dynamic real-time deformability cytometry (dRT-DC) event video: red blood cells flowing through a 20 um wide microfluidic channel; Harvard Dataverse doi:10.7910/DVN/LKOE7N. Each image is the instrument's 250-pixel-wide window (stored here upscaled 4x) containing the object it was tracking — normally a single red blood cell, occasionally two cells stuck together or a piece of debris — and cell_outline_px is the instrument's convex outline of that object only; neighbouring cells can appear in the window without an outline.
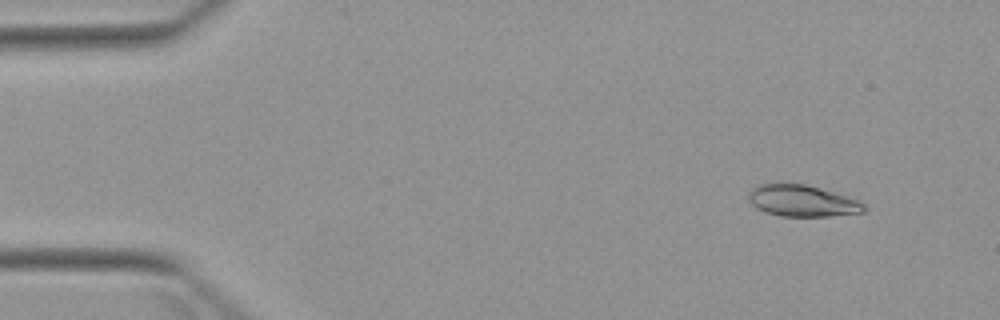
{"species": "Egyptian fruit bat (a non-hibernating species)", "species_latin": "Rousettus aegyptiacus", "temperature_condition": "warm", "stored_images_in_passage": 3, "camera_frame_rate_fps": 3000, "um_per_image_px": 0.085, "animal": {"sex": "female"}, "frame": {"image": 1, "passage_image": 1, "time_ms": 0.0, "image_size_px": [1000, 320], "cell_outline_px": [[864, 212], [828, 216], [780, 216], [764, 212], [756, 208], [748, 200], [748, 192], [752, 188], [760, 184], [804, 184], [860, 200], [864, 204]], "centroid_in_image_um": [68.15, 17.08], "position_along_channel_um": 16.9, "area_um2": 20.98}}
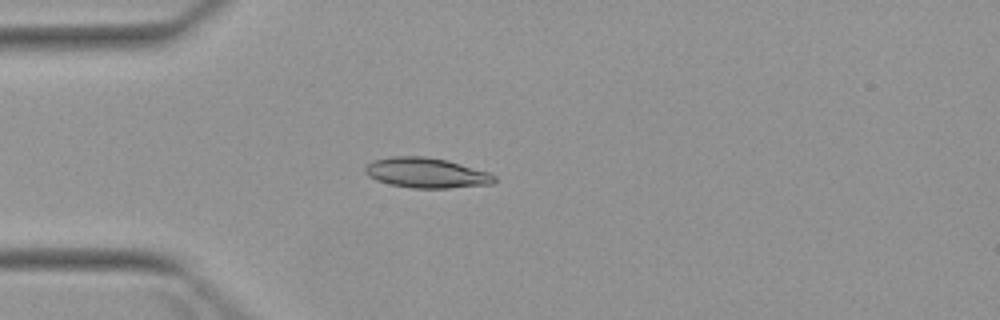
{"frame": {"image": 2, "passage_image": 3, "time_ms": 3.0, "image_size_px": [1000, 320], "cell_outline_px": [[496, 180], [492, 184], [448, 188], [412, 188], [392, 184], [376, 180], [368, 176], [364, 172], [364, 168], [372, 160], [392, 156], [424, 156], [448, 160], [488, 172], [496, 176]], "centroid_in_image_um": [36.23, 14.68], "position_along_channel_um": 48.8, "area_um2": 22.72}}